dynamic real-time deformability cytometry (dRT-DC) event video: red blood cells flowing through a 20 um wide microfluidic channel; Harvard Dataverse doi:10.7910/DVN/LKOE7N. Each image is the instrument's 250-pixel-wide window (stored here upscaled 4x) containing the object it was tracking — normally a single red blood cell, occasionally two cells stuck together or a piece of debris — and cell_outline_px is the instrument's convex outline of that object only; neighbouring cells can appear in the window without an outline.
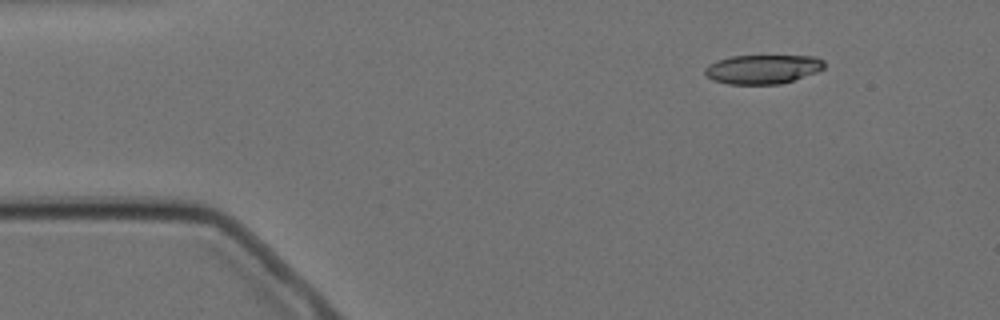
{"species": "Egyptian fruit bat (a non-hibernating species)", "species_latin": "Rousettus aegyptiacus", "temperature_condition": "cold", "stored_images_in_passage": 8, "camera_frame_rate_fps": 3000, "um_per_image_px": 0.085, "animal": {"sex": "female"}, "frame": {"image": 1, "passage_image": 1, "time_ms": 0.0, "image_size_px": [1000, 320], "cell_outline_px": [[824, 68], [816, 72], [780, 84], [728, 84], [712, 80], [704, 72], [704, 68], [708, 64], [716, 60], [732, 56], [816, 56], [824, 60]], "centroid_in_image_um": [64.8, 5.87], "position_along_channel_um": 20.2, "area_um2": 20.23}}
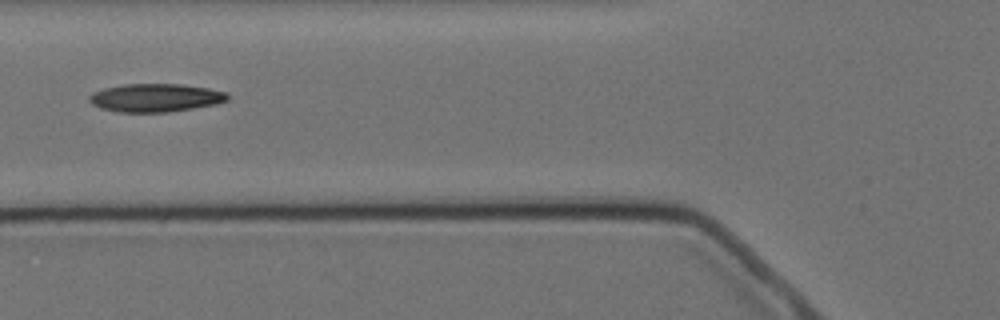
{"frame": {"image": 2, "passage_image": 5, "time_ms": 4.667, "image_size_px": [1000, 320], "cell_outline_px": [[228, 100], [216, 104], [168, 112], [120, 112], [100, 108], [92, 104], [88, 100], [88, 96], [92, 92], [104, 88], [124, 84], [180, 84], [208, 88], [224, 92], [228, 96]], "centroid_in_image_um": [13.17, 8.31], "position_along_channel_um": 112.6, "area_um2": 22.66}}
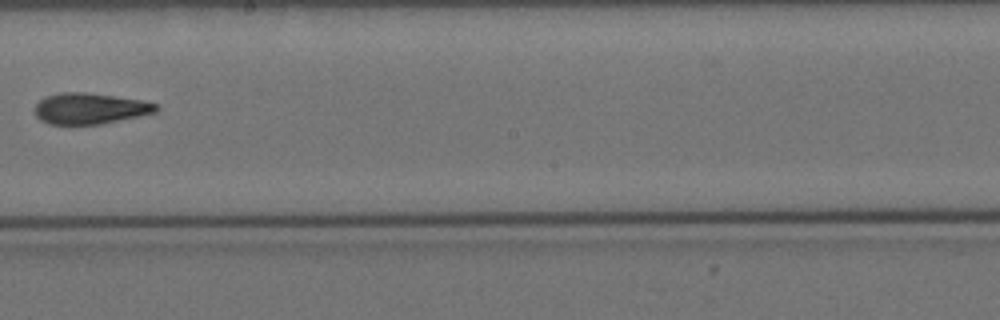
{"frame": {"image": 3, "passage_image": 8, "time_ms": 8.333, "image_size_px": [1000, 320], "cell_outline_px": [[160, 108], [156, 112], [100, 124], [48, 124], [40, 120], [36, 116], [36, 104], [44, 96], [60, 92], [84, 92], [144, 100], [156, 104]], "centroid_in_image_um": [7.63, 9.21], "position_along_channel_um": 240.6, "area_um2": 21.85}}